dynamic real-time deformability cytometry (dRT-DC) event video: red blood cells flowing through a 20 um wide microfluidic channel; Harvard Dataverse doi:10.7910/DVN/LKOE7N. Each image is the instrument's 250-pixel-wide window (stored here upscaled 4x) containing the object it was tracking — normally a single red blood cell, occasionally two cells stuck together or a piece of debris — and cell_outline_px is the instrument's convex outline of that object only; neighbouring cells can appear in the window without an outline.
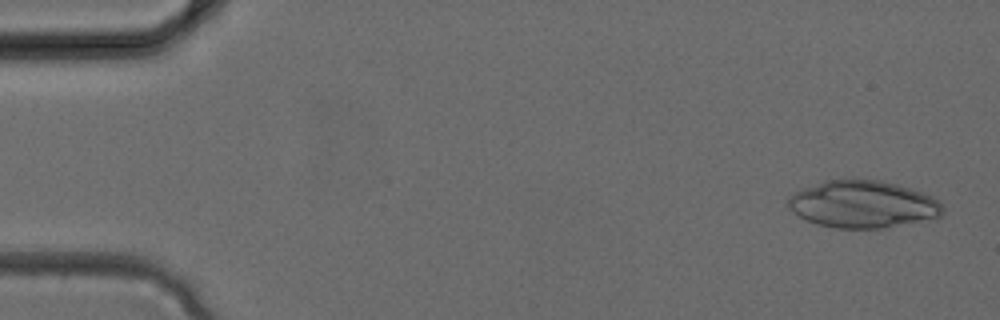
{"species": "common noctule bat (a hibernating species)", "species_latin": "Nyctalus noctula", "temperature_condition": "cold", "stored_images_in_passage": 4, "camera_frame_rate_fps": 3000, "um_per_image_px": 0.085, "animal": {"sex": "female", "body_mass_g": 24.6, "forearm_length_mm": 56.2}, "frame": {"image": 1, "passage_image": 1, "time_ms": 0.0, "image_size_px": [1000, 320], "cell_outline_px": [[944, 212], [940, 216], [884, 228], [836, 228], [816, 224], [792, 212], [788, 208], [788, 196], [800, 188], [824, 180], [880, 180], [896, 184], [932, 196], [944, 208]], "centroid_in_image_um": [73.28, 17.36], "position_along_channel_um": 11.7, "area_um2": 42.25}}